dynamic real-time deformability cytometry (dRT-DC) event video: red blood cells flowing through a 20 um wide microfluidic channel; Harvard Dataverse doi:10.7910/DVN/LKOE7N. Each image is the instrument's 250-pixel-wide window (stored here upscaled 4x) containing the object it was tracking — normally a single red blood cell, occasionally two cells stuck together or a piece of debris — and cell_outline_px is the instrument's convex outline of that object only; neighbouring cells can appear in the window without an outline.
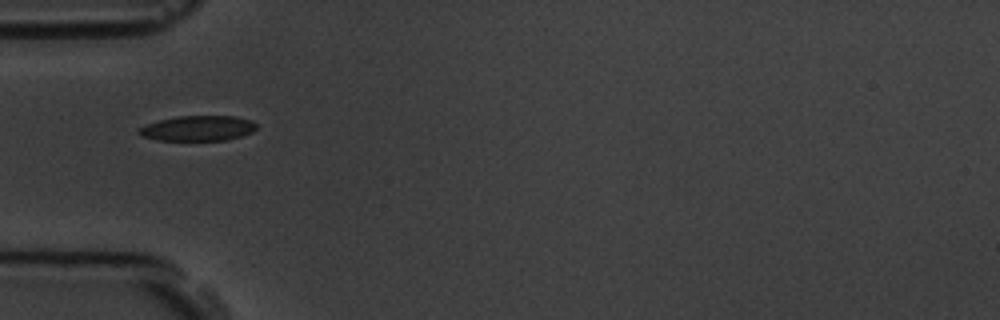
{"species": "common noctule bat (a hibernating species)", "species_latin": "Nyctalus noctula", "temperature_condition": "room temperature", "stored_images_in_passage": 3, "camera_frame_rate_fps": 3000, "um_per_image_px": 0.085, "animal": {"sex": "male", "body_mass_g": 19.5, "forearm_length_mm": 54.6}, "frame": {"image": 1, "passage_image": 1, "time_ms": 0.0, "image_size_px": [1000, 320], "cell_outline_px": [[256, 128], [252, 132], [228, 140], [156, 140], [140, 136], [136, 132], [136, 128], [144, 124], [176, 116], [236, 116], [252, 120], [256, 124]], "centroid_in_image_um": [16.76, 10.9], "position_along_channel_um": 68.2, "area_um2": 17.51}}
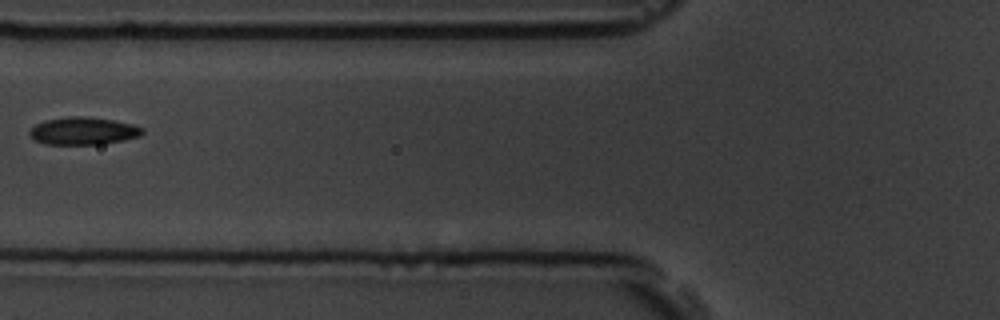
{"frame": {"image": 2, "passage_image": 2, "time_ms": 1.333, "image_size_px": [1000, 320], "cell_outline_px": [[144, 132], [140, 136], [124, 140], [100, 144], [44, 144], [36, 140], [28, 132], [36, 124], [44, 120], [68, 116], [88, 116], [112, 120], [132, 124], [144, 128]], "centroid_in_image_um": [7.09, 11.12], "position_along_channel_um": 118.7, "area_um2": 18.09}}
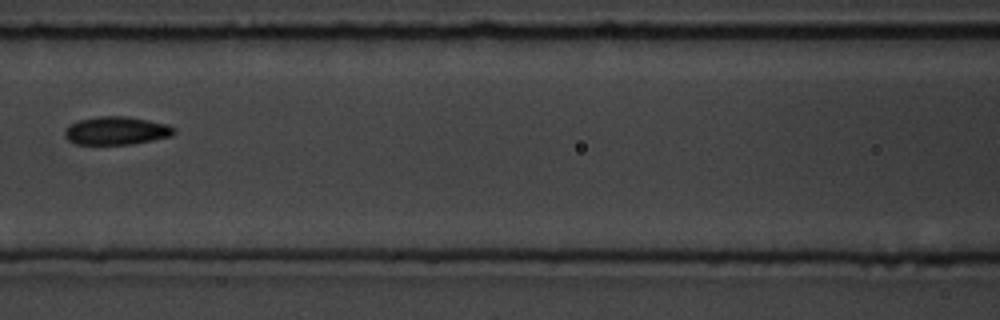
{"frame": {"image": 3, "passage_image": 3, "time_ms": 2.333, "image_size_px": [1000, 320], "cell_outline_px": [[176, 132], [172, 136], [132, 144], [76, 144], [68, 140], [64, 136], [64, 132], [72, 124], [80, 120], [100, 116], [128, 116], [168, 124], [176, 128]], "centroid_in_image_um": [9.94, 11.11], "position_along_channel_um": 156.7, "area_um2": 17.86}}